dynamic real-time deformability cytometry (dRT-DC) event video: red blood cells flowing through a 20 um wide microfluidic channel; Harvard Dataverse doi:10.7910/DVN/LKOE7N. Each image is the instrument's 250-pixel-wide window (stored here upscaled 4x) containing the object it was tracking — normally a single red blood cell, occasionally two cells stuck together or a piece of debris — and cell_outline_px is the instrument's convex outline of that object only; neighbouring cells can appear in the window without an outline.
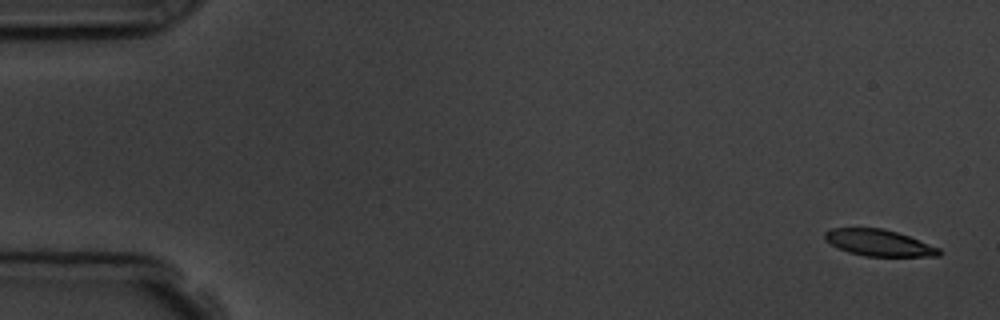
{"species": "common noctule bat (a hibernating species)", "species_latin": "Nyctalus noctula", "temperature_condition": "room temperature", "stored_images_in_passage": 3, "camera_frame_rate_fps": 3000, "um_per_image_px": 0.085, "animal": {"sex": "male", "body_mass_g": 19.5, "forearm_length_mm": 54.6}, "frame": {"image": 1, "passage_image": 3, "time_ms": 2.333, "image_size_px": [1000, 320], "cell_outline_px": [[940, 256], [864, 256], [848, 252], [824, 240], [824, 232], [832, 228], [880, 228], [896, 232], [908, 236], [940, 248]], "centroid_in_image_um": [74.68, 20.64], "position_along_channel_um": 10.3, "area_um2": 17.4}}